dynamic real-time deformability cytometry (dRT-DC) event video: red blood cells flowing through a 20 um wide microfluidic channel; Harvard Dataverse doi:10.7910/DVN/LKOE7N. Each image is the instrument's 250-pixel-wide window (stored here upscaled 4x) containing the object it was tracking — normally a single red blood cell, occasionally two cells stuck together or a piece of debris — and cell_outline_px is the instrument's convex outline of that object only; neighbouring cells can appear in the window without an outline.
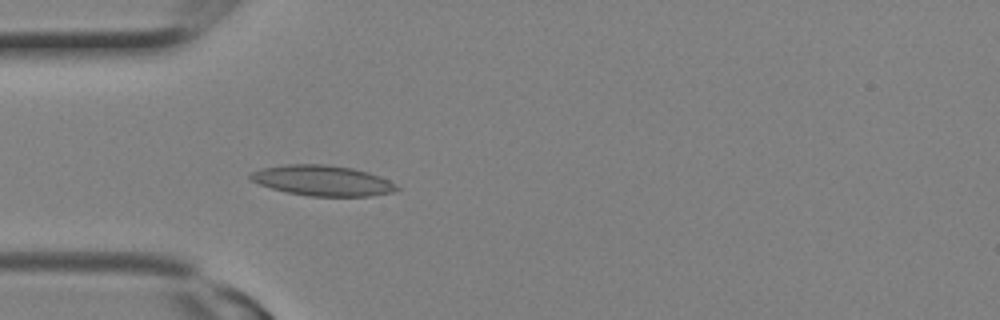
{"species": "Egyptian fruit bat (a non-hibernating species)", "species_latin": "Rousettus aegyptiacus", "temperature_condition": "room temperature", "stored_images_in_passage": 4, "camera_frame_rate_fps": 3000, "um_per_image_px": 0.085, "animal": {"sex": "female"}, "frame": {"image": 1, "passage_image": 4, "time_ms": 1.0, "image_size_px": [1000, 320], "cell_outline_px": [[400, 188], [392, 192], [368, 196], [308, 196], [288, 192], [272, 188], [260, 184], [252, 180], [248, 176], [252, 172], [260, 168], [284, 164], [328, 164], [352, 168], [368, 172], [380, 176], [396, 184]], "centroid_in_image_um": [27.41, 15.34], "position_along_channel_um": 57.6, "area_um2": 25.89}}